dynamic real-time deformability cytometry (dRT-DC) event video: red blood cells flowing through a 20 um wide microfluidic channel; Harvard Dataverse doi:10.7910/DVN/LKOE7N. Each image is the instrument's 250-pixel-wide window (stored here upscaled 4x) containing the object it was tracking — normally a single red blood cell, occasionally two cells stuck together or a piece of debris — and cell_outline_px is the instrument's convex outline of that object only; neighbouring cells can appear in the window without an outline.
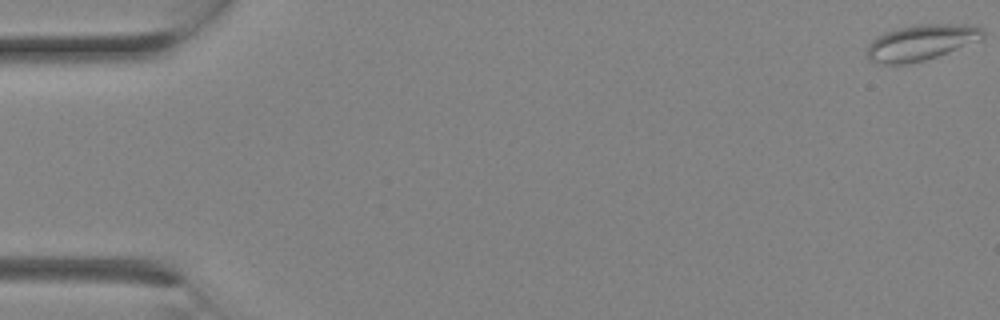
{"species": "Egyptian fruit bat (a non-hibernating species)", "species_latin": "Rousettus aegyptiacus", "temperature_condition": "room temperature", "stored_images_in_passage": 10, "camera_frame_rate_fps": 3000, "um_per_image_px": 0.085, "animal": {"sex": "female"}, "frame": {"image": 1, "passage_image": 1, "time_ms": 0.0, "image_size_px": [1000, 320], "cell_outline_px": [[984, 40], [924, 60], [908, 64], [876, 64], [868, 60], [868, 44], [876, 36], [884, 32], [916, 24], [976, 24], [984, 28]], "centroid_in_image_um": [78.34, 3.6], "position_along_channel_um": 6.7, "area_um2": 24.57}}